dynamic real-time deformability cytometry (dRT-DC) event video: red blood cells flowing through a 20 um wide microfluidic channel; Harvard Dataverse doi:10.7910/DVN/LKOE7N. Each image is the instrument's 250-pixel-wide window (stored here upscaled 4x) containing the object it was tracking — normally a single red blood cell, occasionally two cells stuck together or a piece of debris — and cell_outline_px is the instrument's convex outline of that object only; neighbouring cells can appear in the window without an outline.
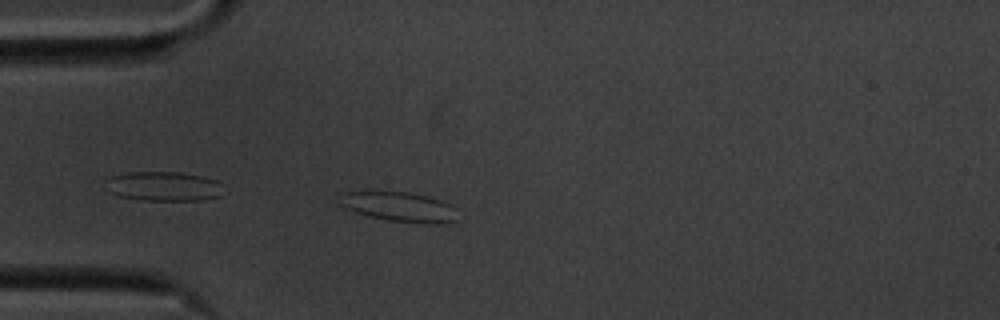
{"species": "common noctule bat (a hibernating species)", "species_latin": "Nyctalus noctula", "temperature_condition": "cold", "stored_images_in_passage": 39, "camera_frame_rate_fps": 3000, "um_per_image_px": 0.085, "animal": {"sex": "male", "body_mass_g": 20.1, "forearm_length_mm": 53.5}, "frame": {"image": 1, "passage_image": 2, "time_ms": 0.333, "image_size_px": [1000, 320], "cell_outline_px": [[456, 220], [436, 224], [424, 224], [388, 220], [356, 212], [344, 208], [336, 204], [344, 192], [408, 192], [428, 196], [452, 204], [456, 208]], "centroid_in_image_um": [33.96, 17.58], "position_along_channel_um": 51.0, "area_um2": 20.4}}
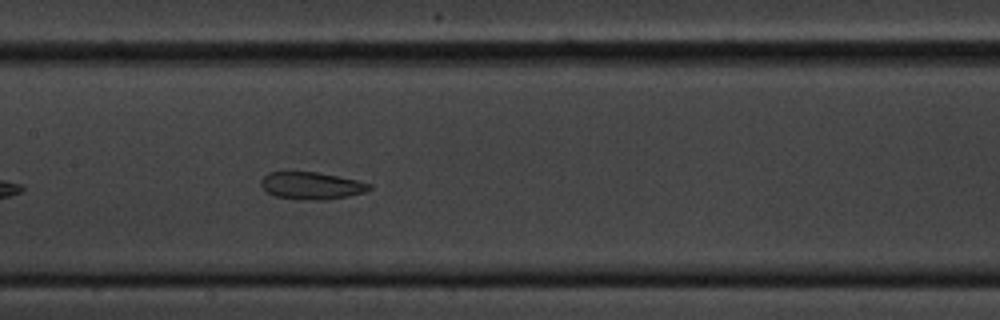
{"frame": {"image": 2, "passage_image": 14, "time_ms": 4.333, "image_size_px": [1000, 320], "cell_outline_px": [[372, 188], [364, 192], [348, 196], [324, 200], [300, 200], [276, 196], [268, 192], [260, 184], [260, 180], [268, 172], [316, 172], [340, 176], [372, 184]], "centroid_in_image_um": [26.48, 15.78], "position_along_channel_um": 180.9, "area_um2": 17.22}}
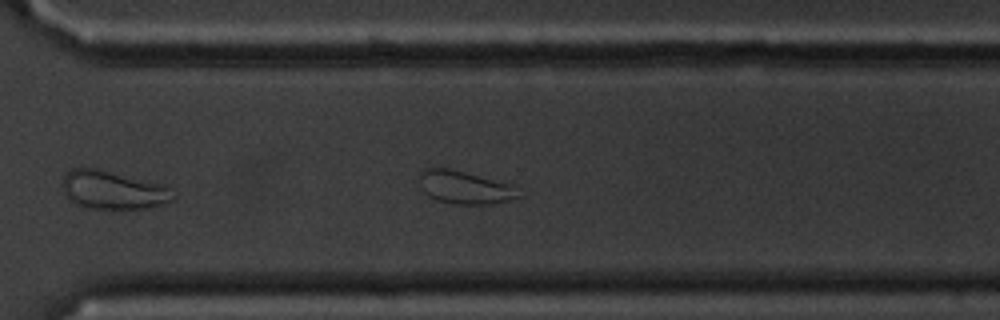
{"frame": {"image": 3, "passage_image": 27, "time_ms": 8.667, "image_size_px": [1000, 320], "cell_outline_px": [[520, 196], [508, 200], [492, 204], [456, 204], [436, 200], [428, 196], [420, 188], [420, 172], [424, 168], [448, 168], [464, 172], [508, 184]], "centroid_in_image_um": [39.39, 15.94], "position_along_channel_um": 331.2, "area_um2": 18.55}, "authors_computed_cell_mechanics": {"area_um2": 17.629, "velocity_mm_per_s": 3.472, "shape_relaxation_time_tau1_ms": null, "shape_relaxation_time_tau2_ms": 2.7208, "deformation_change_tau1": null, "deformation_change_tau2": 0.0927}}